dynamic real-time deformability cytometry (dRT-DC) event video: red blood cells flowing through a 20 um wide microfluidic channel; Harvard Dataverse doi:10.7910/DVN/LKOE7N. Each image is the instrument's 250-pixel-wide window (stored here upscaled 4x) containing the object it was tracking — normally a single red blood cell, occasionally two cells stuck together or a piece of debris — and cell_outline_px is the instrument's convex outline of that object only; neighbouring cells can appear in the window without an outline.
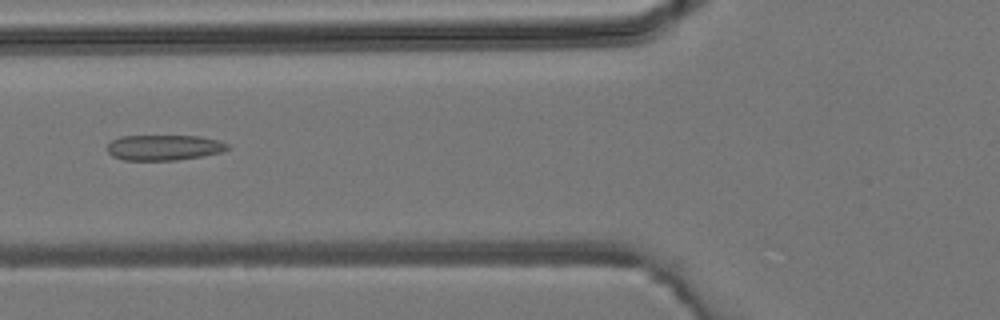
{"species": "common noctule bat (a hibernating species)", "species_latin": "Nyctalus noctula", "temperature_condition": "room temperature", "stored_images_in_passage": 5, "camera_frame_rate_fps": 3000, "um_per_image_px": 0.085, "animal": {"sex": "male", "body_mass_g": 19.2, "forearm_length_mm": 51.8}, "frame": {"image": 1, "passage_image": 4, "time_ms": 3.667, "image_size_px": [1000, 320], "cell_outline_px": [[232, 148], [220, 152], [200, 156], [176, 160], [124, 160], [112, 156], [108, 152], [108, 144], [112, 140], [120, 136], [200, 136], [220, 140], [228, 144]], "centroid_in_image_um": [13.95, 12.53], "position_along_channel_um": 111.8, "area_um2": 17.86}}
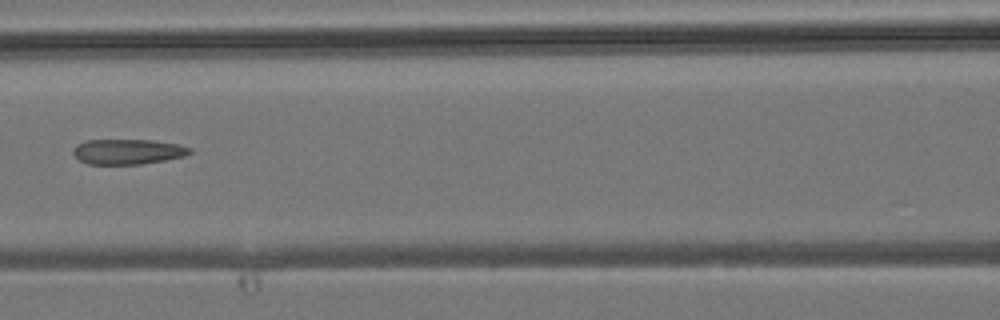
{"frame": {"image": 2, "passage_image": 5, "time_ms": 4.667, "image_size_px": [1000, 320], "cell_outline_px": [[192, 152], [184, 156], [164, 160], [140, 164], [88, 164], [80, 160], [72, 152], [72, 148], [76, 144], [84, 140], [152, 140], [180, 144], [192, 148]], "centroid_in_image_um": [10.85, 12.88], "position_along_channel_um": 155.7, "area_um2": 17.22}}